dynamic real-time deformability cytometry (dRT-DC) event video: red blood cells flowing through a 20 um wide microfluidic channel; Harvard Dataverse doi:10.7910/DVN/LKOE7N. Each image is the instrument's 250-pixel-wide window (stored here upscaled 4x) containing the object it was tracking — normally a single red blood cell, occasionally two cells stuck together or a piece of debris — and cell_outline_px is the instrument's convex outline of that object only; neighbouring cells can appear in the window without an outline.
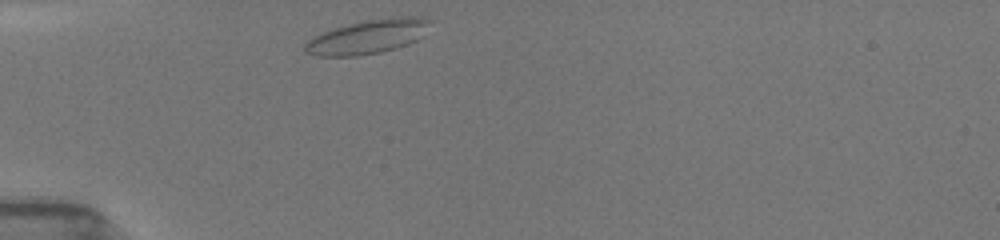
{"species": "common noctule bat (a hibernating species)", "species_latin": "Nyctalus noctula", "temperature_condition": "room temperature", "stored_images_in_passage": 7, "camera_frame_rate_fps": 3000, "um_per_image_px": 0.085, "animal": {"sex": "female", "body_mass_g": 19.5, "forearm_length_mm": 54.1}, "frame": {"image": 1, "passage_image": 1, "time_ms": 0.0, "image_size_px": [1000, 240], "cell_outline_px": [[432, 20], [424, 36], [408, 44], [396, 48], [380, 52], [360, 56], [316, 56], [304, 52], [304, 44], [308, 40], [324, 32], [348, 24], [368, 20], [408, 16], [420, 16]], "centroid_in_image_um": [31.3, 3.13], "position_along_channel_um": 53.7, "area_um2": 24.74}}
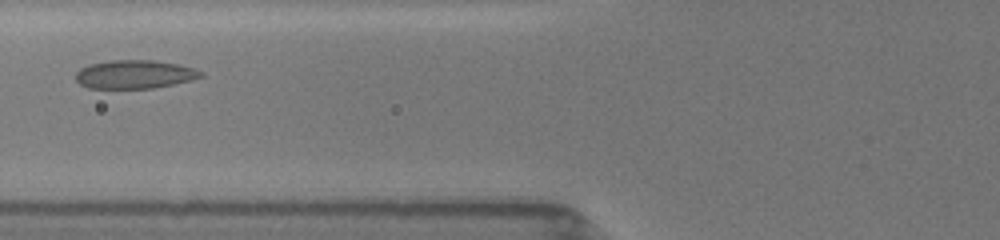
{"frame": {"image": 2, "passage_image": 5, "time_ms": 2.0, "image_size_px": [1000, 240], "cell_outline_px": [[204, 76], [192, 80], [152, 88], [88, 88], [80, 84], [76, 80], [76, 72], [80, 68], [88, 64], [112, 60], [152, 60], [176, 64], [192, 68], [204, 72]], "centroid_in_image_um": [11.42, 6.32], "position_along_channel_um": 114.4, "area_um2": 20.69}}